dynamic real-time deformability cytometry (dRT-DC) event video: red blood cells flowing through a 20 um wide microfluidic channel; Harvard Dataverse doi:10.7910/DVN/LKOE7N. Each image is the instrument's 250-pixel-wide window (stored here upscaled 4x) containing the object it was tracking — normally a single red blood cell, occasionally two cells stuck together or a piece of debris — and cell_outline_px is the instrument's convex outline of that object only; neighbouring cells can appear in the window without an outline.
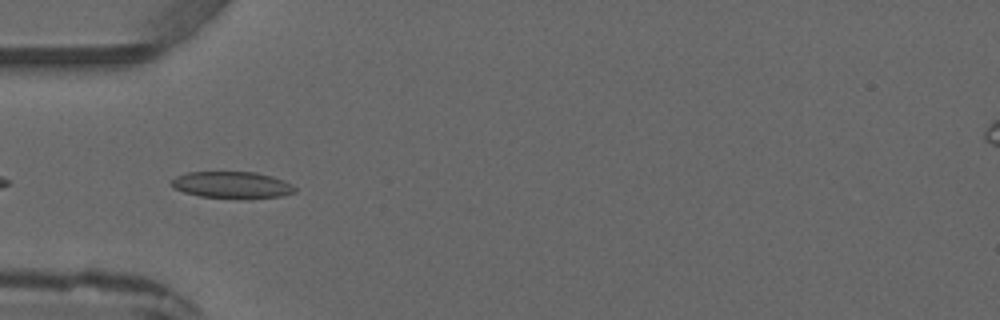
{"species": "common noctule bat (a hibernating species)", "species_latin": "Nyctalus noctula", "temperature_condition": "warm", "stored_images_in_passage": 4, "camera_frame_rate_fps": 3000, "um_per_image_px": 0.085, "animal": {"sex": "male", "forearm_length_mm": 52.5}, "frame": {"image": 1, "passage_image": 3, "time_ms": 2.333, "image_size_px": [1000, 320], "cell_outline_px": [[296, 192], [280, 196], [200, 196], [184, 192], [172, 188], [172, 180], [176, 176], [188, 172], [256, 172], [272, 176], [284, 180], [292, 184], [296, 188]], "centroid_in_image_um": [19.71, 15.67], "position_along_channel_um": 65.3, "area_um2": 18.44}}
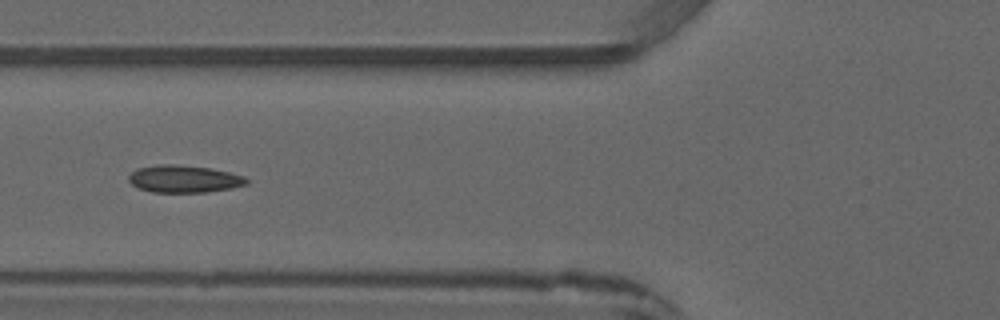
{"frame": {"image": 2, "passage_image": 4, "time_ms": 3.333, "image_size_px": [1000, 320], "cell_outline_px": [[248, 184], [232, 188], [204, 192], [152, 192], [140, 188], [132, 184], [128, 180], [128, 176], [136, 168], [156, 164], [172, 164], [212, 168], [244, 176], [248, 180]], "centroid_in_image_um": [15.63, 15.2], "position_along_channel_um": 110.2, "area_um2": 18.79}}